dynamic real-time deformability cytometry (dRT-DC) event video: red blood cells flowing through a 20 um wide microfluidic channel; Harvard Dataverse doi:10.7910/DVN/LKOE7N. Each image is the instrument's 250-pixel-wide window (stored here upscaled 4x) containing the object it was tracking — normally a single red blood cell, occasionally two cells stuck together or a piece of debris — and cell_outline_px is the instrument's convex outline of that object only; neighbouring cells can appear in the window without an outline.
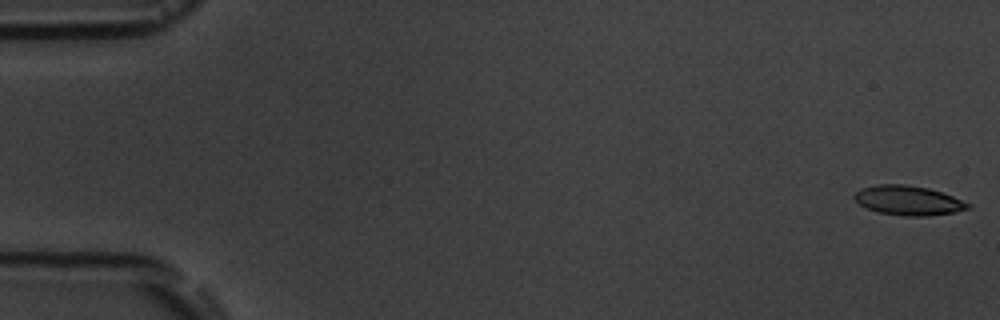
{"species": "common noctule bat (a hibernating species)", "species_latin": "Nyctalus noctula", "temperature_condition": "room temperature", "stored_images_in_passage": 5, "camera_frame_rate_fps": 3000, "um_per_image_px": 0.085, "animal": {"sex": "male", "body_mass_g": 19.5, "forearm_length_mm": 54.6}, "frame": {"image": 1, "passage_image": 1, "time_ms": 0.0, "image_size_px": [1000, 320], "cell_outline_px": [[972, 204], [968, 208], [956, 212], [928, 216], [904, 216], [880, 212], [868, 208], [860, 204], [852, 196], [860, 188], [880, 184], [904, 184], [928, 188], [952, 196]], "centroid_in_image_um": [77.21, 17.03], "position_along_channel_um": 7.8, "area_um2": 19.36}}
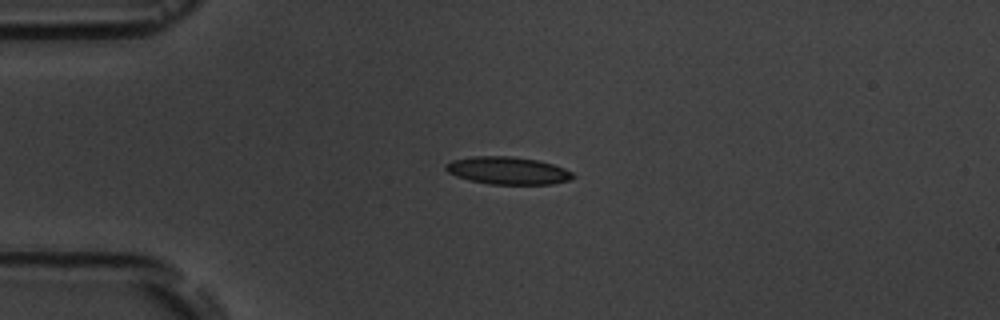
{"frame": {"image": 2, "passage_image": 4, "time_ms": 4.333, "image_size_px": [1000, 320], "cell_outline_px": [[576, 176], [568, 180], [552, 184], [492, 184], [468, 180], [456, 176], [448, 172], [444, 168], [444, 164], [452, 160], [472, 156], [512, 156], [536, 160], [552, 164], [564, 168], [572, 172]], "centroid_in_image_um": [43.13, 14.49], "position_along_channel_um": 41.9, "area_um2": 20.4}}